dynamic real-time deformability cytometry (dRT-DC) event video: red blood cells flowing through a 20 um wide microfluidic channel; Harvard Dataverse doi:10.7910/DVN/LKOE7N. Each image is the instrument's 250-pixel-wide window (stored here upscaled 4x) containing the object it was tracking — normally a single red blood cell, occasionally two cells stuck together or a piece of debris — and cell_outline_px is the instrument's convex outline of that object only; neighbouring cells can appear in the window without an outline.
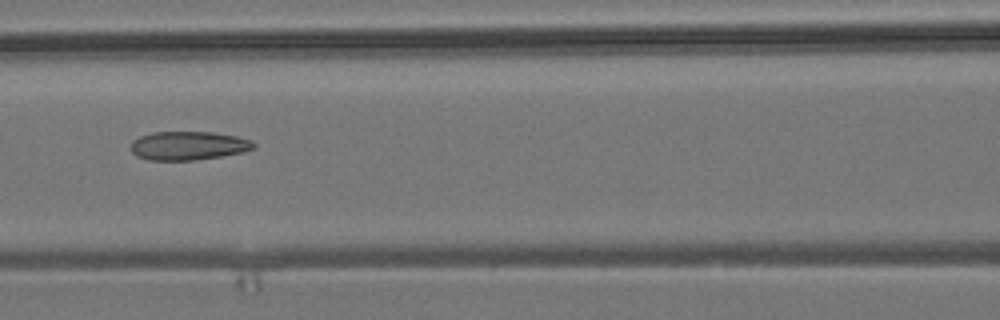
{"species": "common noctule bat (a hibernating species)", "species_latin": "Nyctalus noctula", "temperature_condition": "room temperature", "stored_images_in_passage": 7, "camera_frame_rate_fps": 3000, "um_per_image_px": 0.085, "animal": {"sex": "male", "body_mass_g": 19.2, "forearm_length_mm": 51.8}, "frame": {"image": 1, "passage_image": 5, "time_ms": 7.0, "image_size_px": [1000, 320], "cell_outline_px": [[256, 148], [244, 152], [196, 160], [148, 160], [136, 156], [132, 152], [132, 140], [140, 136], [152, 132], [212, 132], [236, 136], [252, 140], [256, 144]], "centroid_in_image_um": [16.03, 12.38], "position_along_channel_um": 150.6, "area_um2": 20.63}}
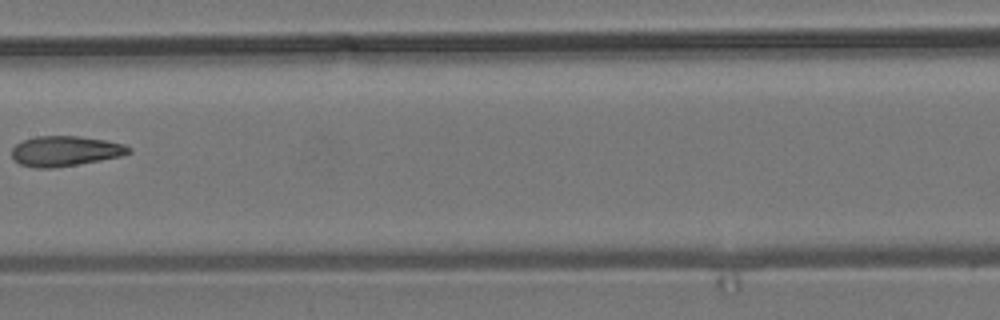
{"frame": {"image": 2, "passage_image": 6, "time_ms": 8.333, "image_size_px": [1000, 320], "cell_outline_px": [[132, 152], [120, 156], [100, 160], [52, 168], [36, 168], [20, 164], [12, 156], [12, 148], [16, 144], [24, 140], [36, 136], [80, 136], [104, 140], [124, 144], [132, 148]], "centroid_in_image_um": [5.55, 12.83], "position_along_channel_um": 201.9, "area_um2": 20.4}}
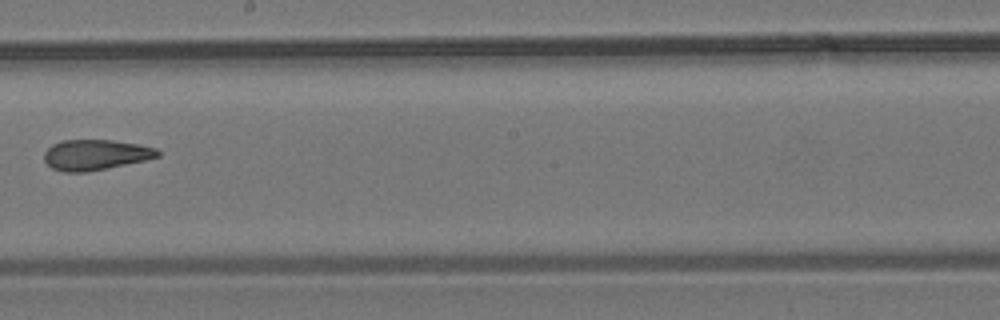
{"frame": {"image": 3, "passage_image": 7, "time_ms": 9.333, "image_size_px": [1000, 320], "cell_outline_px": [[160, 156], [144, 160], [108, 168], [84, 172], [64, 172], [52, 168], [44, 160], [44, 152], [52, 144], [60, 140], [112, 140], [140, 144], [156, 148], [160, 152]], "centroid_in_image_um": [8.11, 13.15], "position_along_channel_um": 240.1, "area_um2": 20.17}}